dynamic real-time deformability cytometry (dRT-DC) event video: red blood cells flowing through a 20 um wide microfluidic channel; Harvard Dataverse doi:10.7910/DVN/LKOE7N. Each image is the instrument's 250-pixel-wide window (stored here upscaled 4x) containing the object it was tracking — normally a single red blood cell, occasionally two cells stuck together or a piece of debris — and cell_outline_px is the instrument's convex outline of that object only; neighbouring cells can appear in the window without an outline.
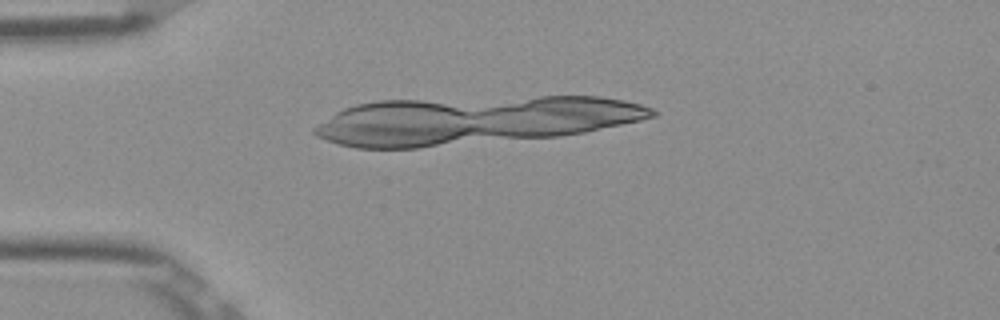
{"species": "Egyptian fruit bat (a non-hibernating species)", "species_latin": "Rousettus aegyptiacus", "temperature_condition": "room temperature", "stored_images_in_passage": 10, "camera_frame_rate_fps": 3000, "um_per_image_px": 0.085, "frame": {"image": 1, "passage_image": 5, "time_ms": 1.333, "image_size_px": [1000, 320], "cell_outline_px": [[476, 128], [456, 136], [444, 140], [428, 144], [404, 148], [368, 148], [348, 144], [352, 108], [368, 104], [436, 104], [460, 112]], "centroid_in_image_um": [34.38, 10.65], "position_along_channel_um": 50.6, "area_um2": 32.77}}